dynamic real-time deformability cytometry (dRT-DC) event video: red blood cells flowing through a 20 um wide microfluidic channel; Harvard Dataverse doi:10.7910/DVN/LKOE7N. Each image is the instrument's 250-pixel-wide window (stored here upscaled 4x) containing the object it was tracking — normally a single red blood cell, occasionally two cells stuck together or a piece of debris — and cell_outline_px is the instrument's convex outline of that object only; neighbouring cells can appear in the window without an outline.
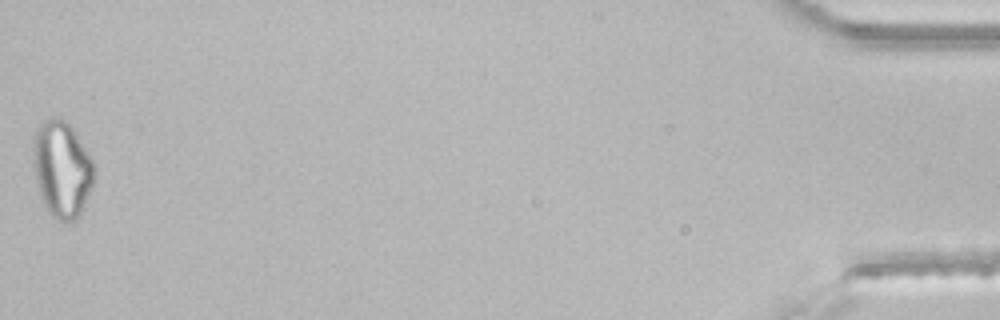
{"species": "common noctule bat (a hibernating species)", "species_latin": "Nyctalus noctula", "temperature_condition": "room temperature", "stored_images_in_passage": 47, "segment_of_instrument_passage": [2, 2], "camera_frame_rate_fps": 3000, "um_per_image_px": 0.085, "animal": {"sex": "male", "body_mass_g": 21.5, "forearm_length_mm": 52.0}, "frame": {"image": 1, "passage_image": 47, "time_ms": 15.333, "image_size_px": [1000, 320], "cell_outline_px": [[96, 176], [92, 188], [80, 212], [72, 220], [60, 220], [52, 216], [48, 212], [44, 204], [40, 192], [36, 176], [32, 152], [32, 148], [36, 132], [40, 124], [44, 120], [68, 120], [92, 156], [96, 164]], "centroid_in_image_um": [5.32, 14.34], "position_along_channel_um": 429.9, "area_um2": 34.1}}